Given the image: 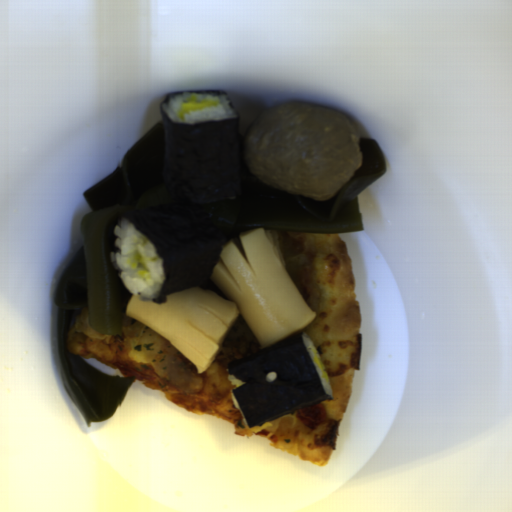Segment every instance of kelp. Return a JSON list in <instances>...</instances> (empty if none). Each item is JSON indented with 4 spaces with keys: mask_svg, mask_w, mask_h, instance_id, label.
Listing matches in <instances>:
<instances>
[{
    "mask_svg": "<svg viewBox=\"0 0 512 512\" xmlns=\"http://www.w3.org/2000/svg\"><path fill=\"white\" fill-rule=\"evenodd\" d=\"M164 124L143 134L117 169L84 191L90 211L80 220L82 244L64 272L55 293L56 353L65 389L86 420H108L121 406L136 377L105 375L79 354L67 351L66 339L75 313L87 307L90 328L122 335V286L110 260L111 221L120 213L174 204H190L212 216L226 234V243L253 229L310 233L363 231L359 193L387 169L384 154L373 138H359L361 166L333 197L313 200L267 186L253 175L240 136L242 191L212 203L176 202L162 179Z\"/></svg>",
    "mask_w": 512,
    "mask_h": 512,
    "instance_id": "kelp-1",
    "label": "kelp"
}]
</instances>
